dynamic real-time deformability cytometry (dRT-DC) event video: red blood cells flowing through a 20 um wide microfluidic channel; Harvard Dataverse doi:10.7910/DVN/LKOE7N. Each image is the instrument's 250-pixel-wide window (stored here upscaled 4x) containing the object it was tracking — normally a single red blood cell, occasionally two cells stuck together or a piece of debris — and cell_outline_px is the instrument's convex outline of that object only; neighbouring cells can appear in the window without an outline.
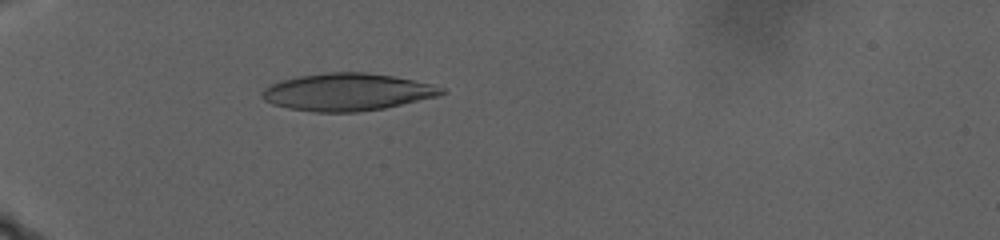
{"species": "human", "species_latin": "Homo sapiens", "temperature_condition": "warm", "stored_images_in_passage": 153, "camera_frame_rate_fps": 3000, "um_per_image_px": 0.085, "donor": {"sex": "male"}, "frame": {"image": 1, "passage_image": 50, "time_ms": 11.333, "image_size_px": [1000, 240], "cell_outline_px": [[448, 92], [436, 96], [384, 108], [356, 112], [316, 112], [288, 108], [272, 104], [264, 100], [260, 96], [260, 92], [268, 84], [280, 80], [296, 76], [328, 72], [368, 72], [392, 76], [432, 84], [448, 88]], "centroid_in_image_um": [29.47, 7.81], "position_along_channel_um": 55.5, "area_um2": 39.3}}
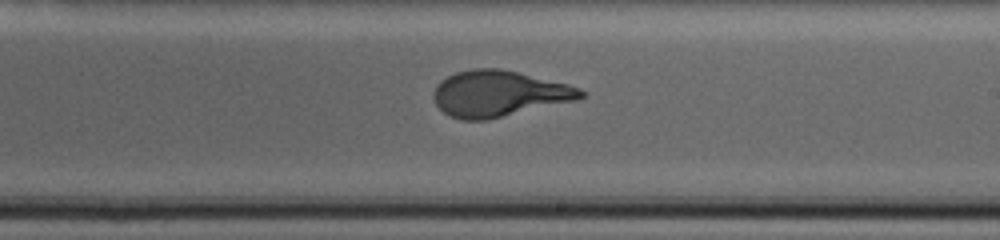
{"frame": {"image": 2, "passage_image": 99, "time_ms": 21.333, "image_size_px": [1000, 240], "cell_outline_px": [[588, 92], [584, 96], [576, 100], [484, 120], [460, 120], [448, 116], [436, 104], [432, 96], [432, 92], [436, 84], [440, 80], [456, 72], [476, 68], [500, 68], [568, 84], [580, 88]], "centroid_in_image_um": [42.37, 7.95], "position_along_channel_um": 246.6, "area_um2": 39.36}}
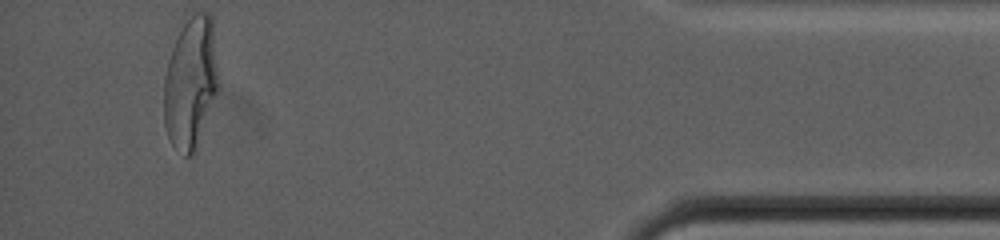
{"frame": {"image": 3, "passage_image": 152, "time_ms": 31.333, "image_size_px": [1000, 240], "cell_outline_px": [[220, 88], [196, 152], [192, 156], [184, 156], [172, 144], [168, 136], [164, 124], [164, 76], [168, 60], [172, 48], [184, 24], [192, 12], [208, 12], [212, 16]], "centroid_in_image_um": [16.24, 7.08], "position_along_channel_um": 419.0, "area_um2": 42.6}, "authors_computed_cell_mechanics": {"area_um2": 39.7664, "velocity_mm_per_s": 2.2081, "shape_relaxation_time_tau1_ms": 9.4622, "shape_relaxation_time_tau2_ms": null, "deformation_change_tau1": 0.2741, "deformation_change_tau2": null}}